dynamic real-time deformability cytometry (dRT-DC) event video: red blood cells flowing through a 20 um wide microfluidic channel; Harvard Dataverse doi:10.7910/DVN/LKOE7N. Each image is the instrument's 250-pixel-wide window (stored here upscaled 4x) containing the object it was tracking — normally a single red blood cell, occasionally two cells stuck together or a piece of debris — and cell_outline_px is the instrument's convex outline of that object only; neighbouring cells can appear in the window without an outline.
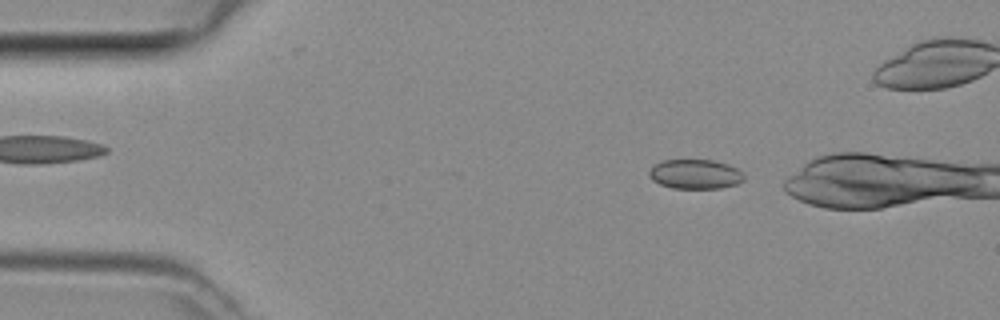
{"species": "common noctule bat (a hibernating species)", "species_latin": "Nyctalus noctula", "temperature_condition": "room temperature", "stored_images_in_passage": 7, "camera_frame_rate_fps": 3000, "um_per_image_px": 0.085, "animal": {"sex": "female", "body_mass_g": 29.2, "forearm_length_mm": 56.3}, "frame": {"image": 1, "passage_image": 2, "time_ms": 0.333, "image_size_px": [1000, 320], "cell_outline_px": [[744, 180], [736, 184], [720, 188], [672, 188], [660, 184], [652, 180], [648, 176], [648, 172], [660, 160], [712, 160], [728, 164], [736, 168], [744, 176]], "centroid_in_image_um": [59.07, 14.8], "position_along_channel_um": 25.9, "area_um2": 16.24}}